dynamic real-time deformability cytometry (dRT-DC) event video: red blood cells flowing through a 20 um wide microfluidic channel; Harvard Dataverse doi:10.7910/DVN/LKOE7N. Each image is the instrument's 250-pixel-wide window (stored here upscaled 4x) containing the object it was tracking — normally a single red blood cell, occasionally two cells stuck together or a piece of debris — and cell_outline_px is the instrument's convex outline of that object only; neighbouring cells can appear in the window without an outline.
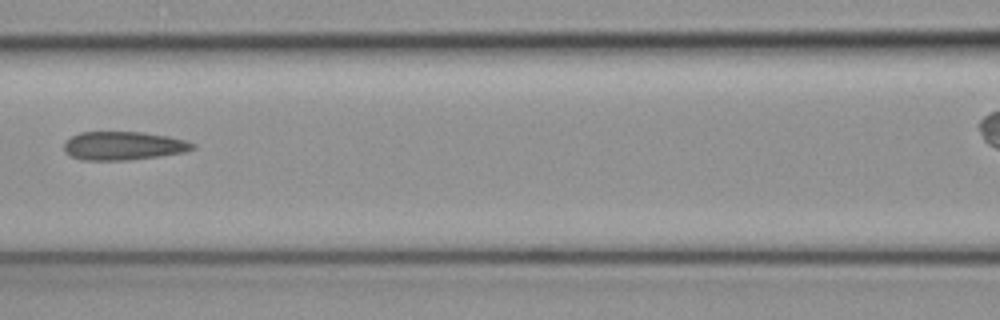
{"species": "common noctule bat (a hibernating species)", "species_latin": "Nyctalus noctula", "temperature_condition": "cold", "stored_images_in_passage": 4, "camera_frame_rate_fps": 3000, "um_per_image_px": 0.085, "animal": {"sex": "female", "body_mass_g": 19.3, "forearm_length_mm": 54.1}, "frame": {"image": 1, "passage_image": 3, "time_ms": 0.667, "image_size_px": [1000, 320], "cell_outline_px": [[196, 148], [184, 152], [160, 156], [128, 160], [80, 160], [72, 156], [64, 148], [64, 144], [72, 136], [80, 132], [144, 132], [168, 136], [188, 140], [196, 144]], "centroid_in_image_um": [10.55, 12.39], "position_along_channel_um": 156.0, "area_um2": 21.39}}